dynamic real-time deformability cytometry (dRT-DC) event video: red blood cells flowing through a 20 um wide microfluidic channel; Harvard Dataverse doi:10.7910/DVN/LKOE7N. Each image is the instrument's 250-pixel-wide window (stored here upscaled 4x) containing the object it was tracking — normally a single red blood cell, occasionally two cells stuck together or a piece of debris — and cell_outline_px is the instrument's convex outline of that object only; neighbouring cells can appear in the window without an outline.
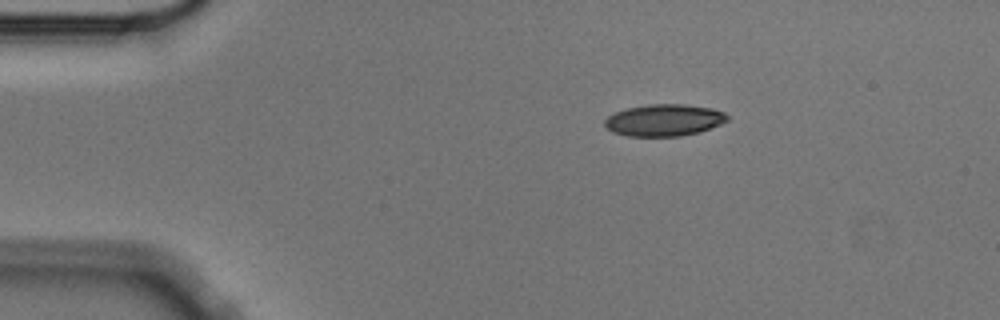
{"species": "Egyptian fruit bat (a non-hibernating species)", "species_latin": "Rousettus aegyptiacus", "temperature_condition": "cold", "stored_images_in_passage": 3, "camera_frame_rate_fps": 3000, "um_per_image_px": 0.085, "animal": {"sex": "male"}, "frame": {"image": 1, "passage_image": 1, "time_ms": 0.0, "image_size_px": [1000, 320], "cell_outline_px": [[728, 120], [720, 124], [700, 132], [680, 136], [628, 136], [612, 132], [604, 124], [604, 120], [608, 116], [616, 112], [628, 108], [648, 104], [684, 104], [712, 108], [724, 112], [728, 116]], "centroid_in_image_um": [56.46, 10.21], "position_along_channel_um": 28.5, "area_um2": 22.72}}
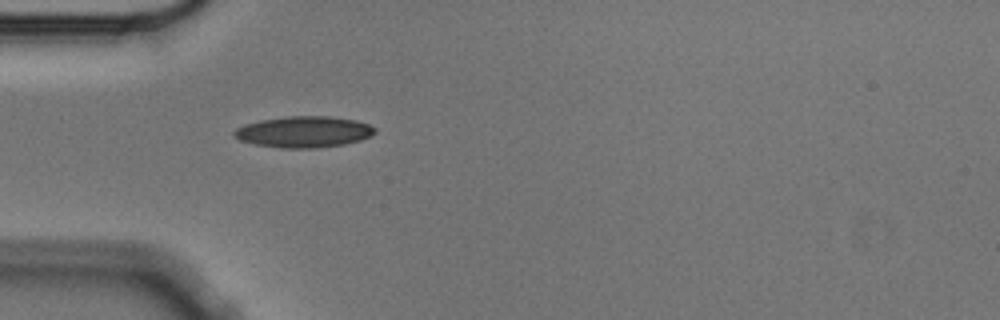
{"frame": {"image": 2, "passage_image": 3, "time_ms": 0.667, "image_size_px": [1000, 320], "cell_outline_px": [[376, 132], [360, 140], [344, 144], [316, 148], [280, 148], [256, 144], [240, 140], [232, 136], [232, 132], [236, 128], [244, 124], [260, 120], [284, 116], [332, 116], [356, 120], [368, 124], [376, 128]], "centroid_in_image_um": [25.79, 11.2], "position_along_channel_um": 59.2, "area_um2": 25.72}}